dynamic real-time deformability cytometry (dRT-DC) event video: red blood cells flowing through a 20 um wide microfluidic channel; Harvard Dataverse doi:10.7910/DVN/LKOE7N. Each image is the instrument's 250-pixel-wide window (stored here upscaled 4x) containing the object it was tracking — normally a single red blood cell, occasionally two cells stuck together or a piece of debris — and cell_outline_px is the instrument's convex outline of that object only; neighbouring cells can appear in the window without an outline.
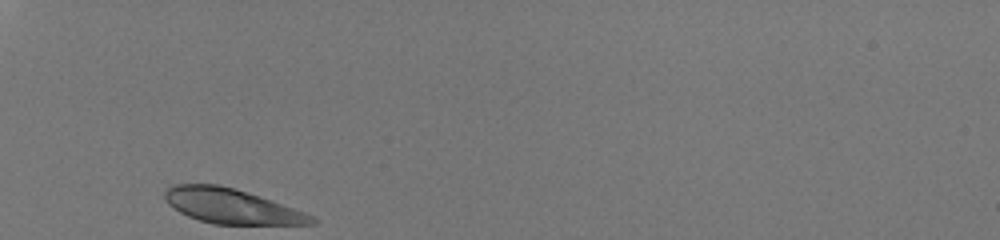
{"species": "human", "species_latin": "Homo sapiens", "temperature_condition": "room temperature", "stored_images_in_passage": 27, "camera_frame_rate_fps": 3000, "um_per_image_px": 0.085, "donor": {"sex": "male"}, "frame": {"image": 1, "passage_image": 1, "time_ms": 0.0, "image_size_px": [1000, 240], "cell_outline_px": [[320, 220], [316, 224], [212, 224], [188, 216], [180, 212], [168, 204], [164, 200], [164, 188], [176, 184], [216, 184], [232, 188], [272, 200], [304, 212]], "centroid_in_image_um": [19.65, 17.52], "position_along_channel_um": 65.4, "area_um2": 29.65}}
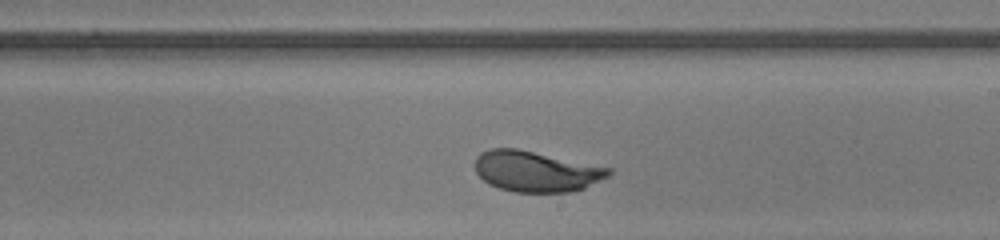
{"frame": {"image": 2, "passage_image": 16, "time_ms": 5.0, "image_size_px": [1000, 240], "cell_outline_px": [[612, 172], [608, 176], [584, 188], [568, 192], [512, 192], [488, 184], [476, 172], [476, 156], [480, 152], [492, 148], [520, 148], [612, 168]], "centroid_in_image_um": [45.56, 14.55], "position_along_channel_um": 243.4, "area_um2": 31.85}}
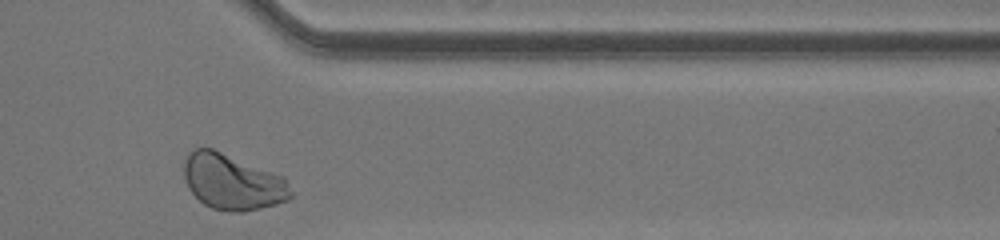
{"frame": {"image": 3, "passage_image": 27, "time_ms": 8.667, "image_size_px": [1000, 240], "cell_outline_px": [[292, 196], [288, 200], [276, 204], [244, 212], [232, 212], [212, 208], [204, 204], [188, 188], [184, 176], [184, 164], [188, 152], [192, 148], [212, 148], [284, 176], [292, 192]], "centroid_in_image_um": [19.76, 15.46], "position_along_channel_um": 391.6, "area_um2": 34.68}, "authors_computed_cell_mechanics": {"area_um2": 31.9634, "velocity_mm_per_s": 4.0473, "shape_relaxation_time_tau1_ms": 2.011, "shape_relaxation_time_tau2_ms": null, "deformation_change_tau1": 0.1478, "deformation_change_tau2": null}}